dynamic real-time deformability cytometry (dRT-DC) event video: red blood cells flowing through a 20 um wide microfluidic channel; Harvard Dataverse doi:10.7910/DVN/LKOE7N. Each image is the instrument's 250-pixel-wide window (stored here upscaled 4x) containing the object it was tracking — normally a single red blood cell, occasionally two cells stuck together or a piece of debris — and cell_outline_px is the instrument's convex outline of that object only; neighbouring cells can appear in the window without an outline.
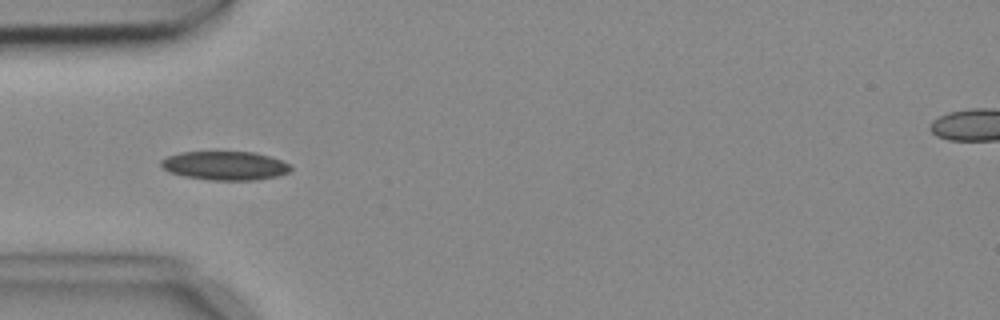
{"species": "common noctule bat (a hibernating species)", "species_latin": "Nyctalus noctula", "temperature_condition": "cold", "stored_images_in_passage": 4, "camera_frame_rate_fps": 3000, "um_per_image_px": 0.085, "animal": {"sex": "female", "body_mass_g": 18.4}, "frame": {"image": 1, "passage_image": 4, "time_ms": 1.0, "image_size_px": [1000, 320], "cell_outline_px": [[292, 168], [288, 172], [276, 176], [256, 180], [208, 180], [184, 176], [168, 172], [160, 164], [160, 160], [168, 156], [180, 152], [252, 152], [268, 156], [280, 160], [288, 164]], "centroid_in_image_um": [19.08, 14.08], "position_along_channel_um": 65.9, "area_um2": 21.62}}